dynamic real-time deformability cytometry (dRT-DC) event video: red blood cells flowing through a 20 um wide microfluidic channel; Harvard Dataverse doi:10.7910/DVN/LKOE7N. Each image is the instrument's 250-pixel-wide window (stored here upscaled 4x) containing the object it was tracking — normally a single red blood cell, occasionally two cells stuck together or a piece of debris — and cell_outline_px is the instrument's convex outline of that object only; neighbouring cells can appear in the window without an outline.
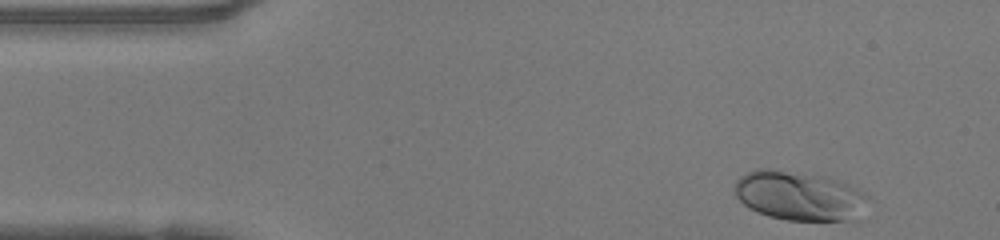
{"species": "human", "species_latin": "Homo sapiens", "temperature_condition": "warm", "stored_images_in_passage": 38, "camera_frame_rate_fps": 3000, "um_per_image_px": 0.085, "donor": {"sex": "female"}, "frame": {"image": 1, "passage_image": 2, "time_ms": 0.333, "image_size_px": [1000, 240], "cell_outline_px": [[868, 196], [860, 220], [788, 220], [768, 216], [756, 212], [748, 208], [736, 196], [736, 180], [740, 176], [756, 168], [772, 168], [824, 176], [848, 184], [864, 192]], "centroid_in_image_um": [67.95, 16.64], "position_along_channel_um": 17.1, "area_um2": 38.55}}
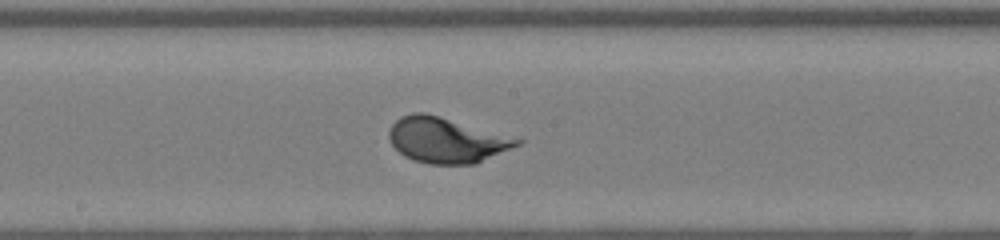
{"frame": {"image": 2, "passage_image": 22, "time_ms": 7.0, "image_size_px": [1000, 240], "cell_outline_px": [[524, 140], [520, 144], [476, 164], [428, 164], [412, 160], [404, 156], [388, 140], [388, 132], [392, 124], [400, 116], [412, 112], [424, 112], [520, 136]], "centroid_in_image_um": [38.01, 11.89], "position_along_channel_um": 210.2, "area_um2": 34.68}}
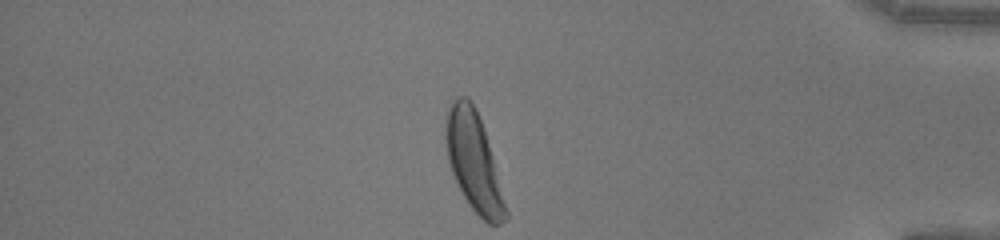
{"frame": {"image": 3, "passage_image": 38, "time_ms": 12.333, "image_size_px": [1000, 240], "cell_outline_px": [[508, 220], [500, 224], [488, 224], [468, 204], [452, 172], [448, 160], [444, 136], [448, 108], [452, 100], [456, 96], [468, 96], [472, 100], [476, 108], [484, 128], [508, 212]], "centroid_in_image_um": [40.26, 13.71], "position_along_channel_um": 394.9, "area_um2": 34.16}}